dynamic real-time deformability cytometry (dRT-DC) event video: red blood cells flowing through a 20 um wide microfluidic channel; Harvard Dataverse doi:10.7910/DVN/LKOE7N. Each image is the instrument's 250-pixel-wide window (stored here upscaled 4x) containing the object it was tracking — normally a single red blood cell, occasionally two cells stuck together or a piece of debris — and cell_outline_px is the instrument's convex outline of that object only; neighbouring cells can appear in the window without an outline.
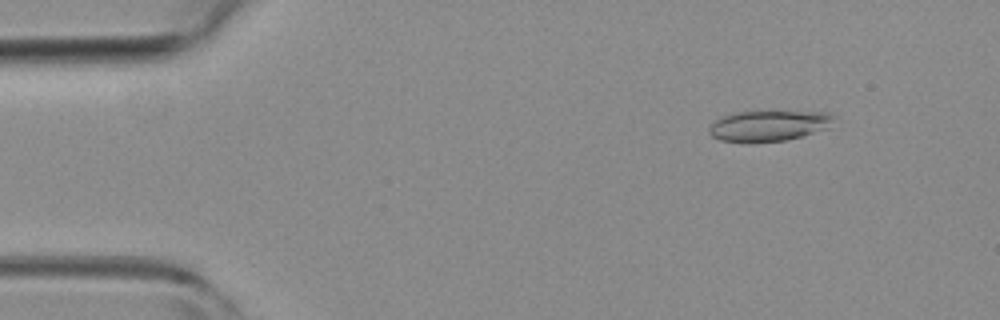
{"species": "common noctule bat (a hibernating species)", "species_latin": "Nyctalus noctula", "temperature_condition": "room temperature", "stored_images_in_passage": 52, "camera_frame_rate_fps": 3000, "um_per_image_px": 0.085, "animal": {"sex": "female", "body_mass_g": 19.3, "forearm_length_mm": 54.1}, "frame": {"image": 1, "passage_image": 6, "time_ms": 1.667, "image_size_px": [1000, 320], "cell_outline_px": [[832, 116], [828, 128], [804, 136], [788, 140], [744, 144], [720, 140], [712, 136], [708, 132], [712, 124], [716, 120], [724, 116], [736, 112], [828, 112]], "centroid_in_image_um": [65.29, 10.73], "position_along_channel_um": 19.7, "area_um2": 22.31}}
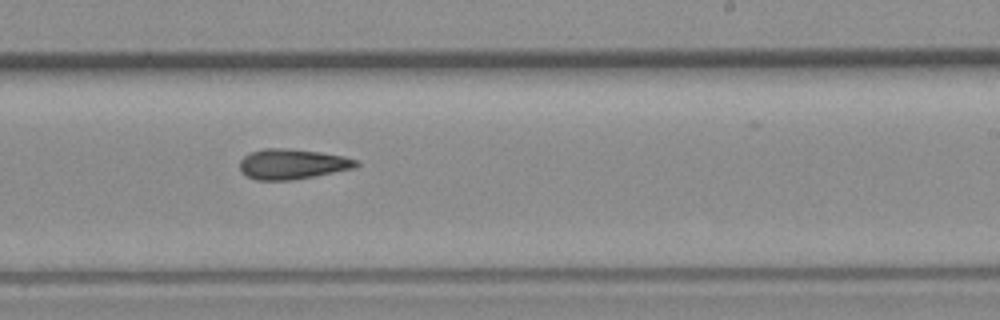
{"frame": {"image": 2, "passage_image": 31, "time_ms": 10.0, "image_size_px": [1000, 320], "cell_outline_px": [[360, 164], [356, 168], [316, 176], [292, 180], [256, 180], [240, 172], [240, 160], [244, 156], [252, 152], [264, 148], [288, 148], [320, 152], [344, 156], [356, 160]], "centroid_in_image_um": [24.86, 13.95], "position_along_channel_um": 264.1, "area_um2": 20.63}}
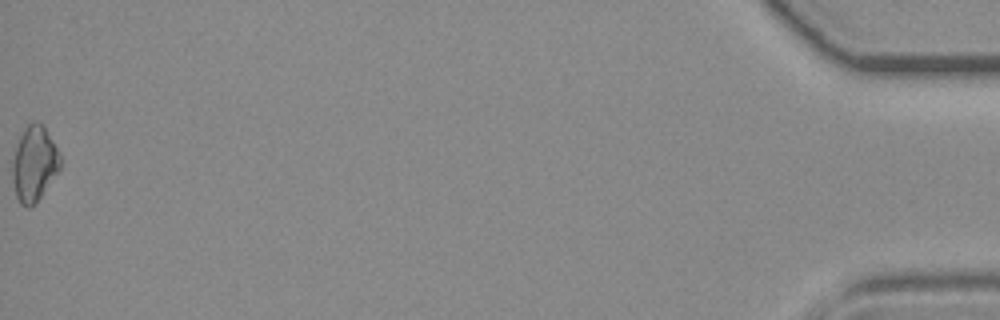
{"frame": {"image": 3, "passage_image": 52, "time_ms": 17.0, "image_size_px": [1000, 320], "cell_outline_px": [[60, 168], [36, 204], [28, 208], [20, 204], [16, 196], [12, 180], [12, 148], [24, 128], [32, 120], [36, 120], [44, 128], [52, 140], [60, 156]], "centroid_in_image_um": [2.85, 13.92], "position_along_channel_um": 432.3, "area_um2": 21.21}}